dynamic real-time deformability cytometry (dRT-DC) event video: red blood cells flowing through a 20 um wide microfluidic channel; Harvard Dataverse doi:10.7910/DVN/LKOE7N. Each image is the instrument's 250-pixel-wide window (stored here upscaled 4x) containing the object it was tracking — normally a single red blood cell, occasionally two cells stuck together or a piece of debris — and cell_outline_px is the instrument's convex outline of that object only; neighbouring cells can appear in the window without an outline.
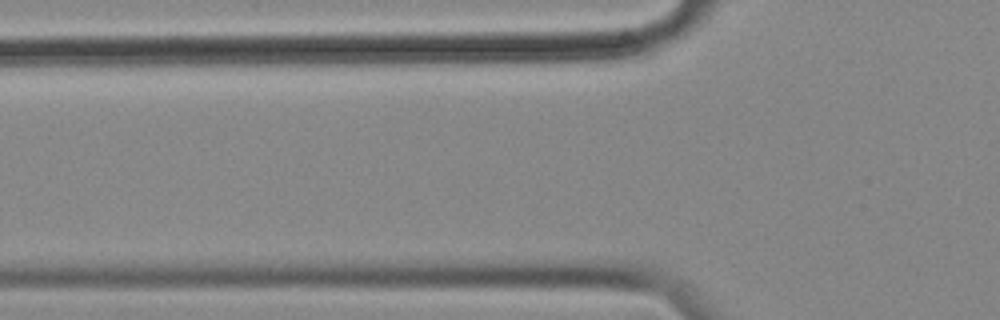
{"species": "common noctule bat (a hibernating species)", "species_latin": "Nyctalus noctula", "temperature_condition": "cold", "stored_images_in_passage": 4, "camera_frame_rate_fps": 3000, "um_per_image_px": 0.085, "animal": {"sex": "female", "body_mass_g": 18.4}, "frame": {"image": 1, "passage_image": 2, "time_ms": 0.333, "image_size_px": [1000, 320], "cell_outline_px": [[632, 52], [608, 60], [436, 64], [420, 60], [468, 48], [616, 44], [628, 44]], "centroid_in_image_um": [45.27, 4.6], "position_along_channel_um": 80.5, "area_um2": 20.81}}